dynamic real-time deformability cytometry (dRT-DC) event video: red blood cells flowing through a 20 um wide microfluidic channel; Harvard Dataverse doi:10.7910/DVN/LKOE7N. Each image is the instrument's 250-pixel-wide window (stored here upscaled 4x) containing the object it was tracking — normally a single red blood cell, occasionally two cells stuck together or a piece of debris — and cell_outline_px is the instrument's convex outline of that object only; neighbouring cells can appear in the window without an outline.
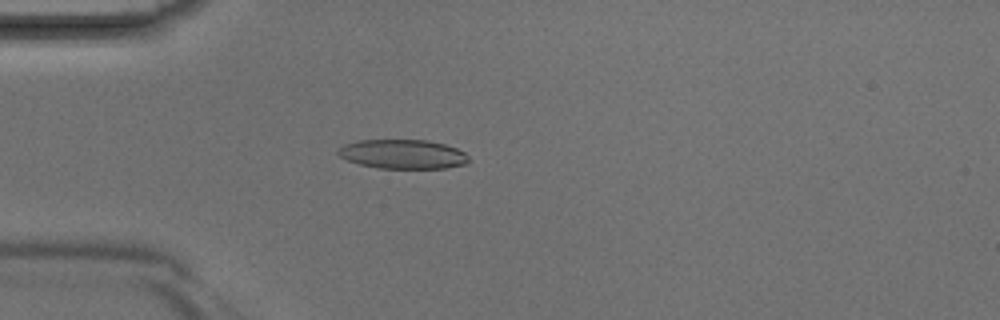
{"species": "Egyptian fruit bat (a non-hibernating species)", "species_latin": "Rousettus aegyptiacus", "temperature_condition": "room temperature", "stored_images_in_passage": 3, "camera_frame_rate_fps": 3000, "um_per_image_px": 0.085, "animal": {"sex": "male"}, "frame": {"image": 1, "passage_image": 3, "time_ms": 0.667, "image_size_px": [1000, 320], "cell_outline_px": [[468, 160], [464, 164], [444, 168], [380, 168], [360, 164], [348, 160], [340, 156], [336, 152], [344, 144], [360, 140], [428, 140], [444, 144], [456, 148], [464, 152], [468, 156]], "centroid_in_image_um": [34.23, 13.09], "position_along_channel_um": 50.8, "area_um2": 22.02}}